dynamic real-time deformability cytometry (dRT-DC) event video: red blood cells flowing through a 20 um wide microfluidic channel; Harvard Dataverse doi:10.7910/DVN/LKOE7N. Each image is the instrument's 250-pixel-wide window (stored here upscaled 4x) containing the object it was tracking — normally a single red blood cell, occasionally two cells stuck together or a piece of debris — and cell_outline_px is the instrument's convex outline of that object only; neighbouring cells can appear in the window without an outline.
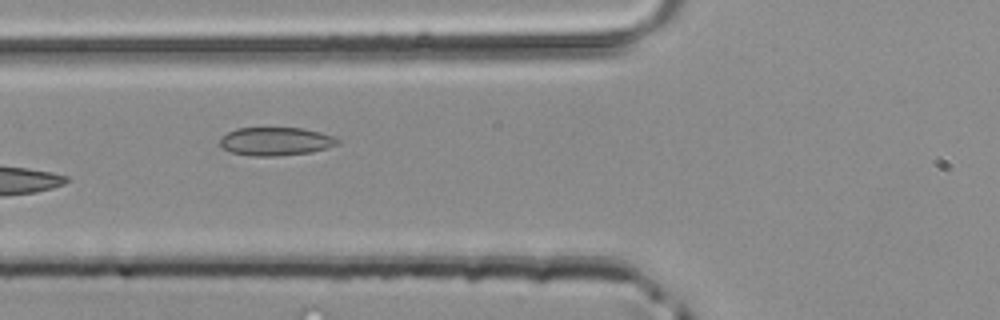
{"species": "common noctule bat (a hibernating species)", "species_latin": "Nyctalus noctula", "temperature_condition": "room temperature", "stored_images_in_passage": 2, "camera_frame_rate_fps": 3000, "um_per_image_px": 0.085, "animal": {"sex": "male", "body_mass_g": 20.4}, "frame": {"image": 1, "passage_image": 2, "time_ms": 0.333, "image_size_px": [1000, 320], "cell_outline_px": [[340, 144], [328, 148], [308, 152], [276, 156], [252, 156], [232, 152], [224, 148], [220, 144], [220, 136], [236, 128], [300, 128], [320, 132], [332, 136], [340, 140]], "centroid_in_image_um": [23.43, 12.01], "position_along_channel_um": 102.4, "area_um2": 19.31}}